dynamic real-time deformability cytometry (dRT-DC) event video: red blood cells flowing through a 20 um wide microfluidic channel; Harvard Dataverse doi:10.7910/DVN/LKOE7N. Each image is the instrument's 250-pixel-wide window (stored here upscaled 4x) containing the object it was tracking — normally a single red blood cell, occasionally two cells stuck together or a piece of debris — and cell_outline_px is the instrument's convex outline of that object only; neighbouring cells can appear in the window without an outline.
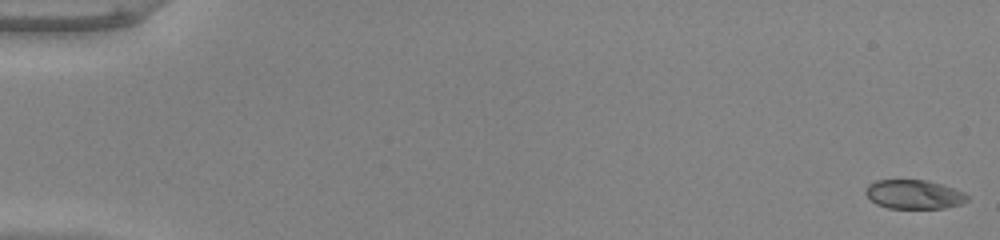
{"species": "common noctule bat (a hibernating species)", "species_latin": "Nyctalus noctula", "temperature_condition": "warm", "stored_images_in_passage": 53, "camera_frame_rate_fps": 3000, "um_per_image_px": 0.085, "animal": {"sex": "male", "body_mass_g": 20.0, "forearm_length_mm": 53.3}, "frame": {"image": 1, "passage_image": 1, "time_ms": 0.0, "image_size_px": [1000, 240], "cell_outline_px": [[968, 200], [960, 204], [944, 208], [888, 208], [876, 204], [864, 192], [868, 184], [876, 180], [924, 180], [940, 184], [964, 192], [968, 196]], "centroid_in_image_um": [77.67, 16.52], "position_along_channel_um": 7.3, "area_um2": 17.05}}
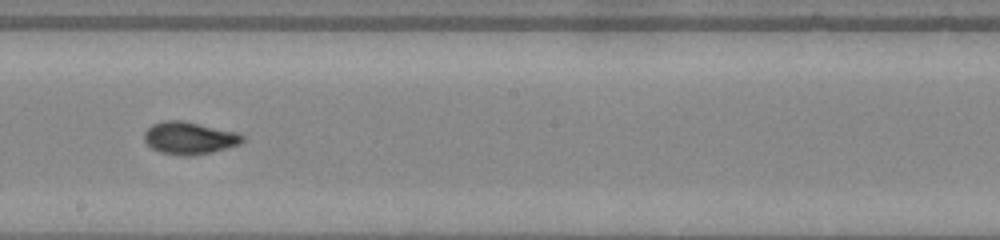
{"frame": {"image": 2, "passage_image": 31, "time_ms": 10.0, "image_size_px": [1000, 240], "cell_outline_px": [[244, 140], [240, 144], [212, 152], [188, 156], [184, 156], [160, 152], [152, 148], [144, 140], [144, 132], [152, 124], [164, 120], [184, 120], [236, 132], [244, 136]], "centroid_in_image_um": [16.08, 11.72], "position_along_channel_um": 232.1, "area_um2": 18.55}}
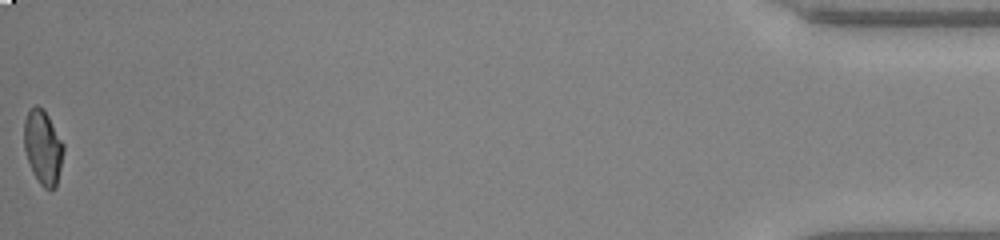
{"frame": {"image": 3, "passage_image": 53, "time_ms": 17.333, "image_size_px": [1000, 240], "cell_outline_px": [[64, 148], [56, 188], [44, 188], [40, 184], [32, 172], [24, 148], [24, 120], [28, 112], [36, 104], [44, 108], [64, 144]], "centroid_in_image_um": [3.65, 12.49], "position_along_channel_um": 431.6, "area_um2": 16.99}, "authors_computed_cell_mechanics": {"area_um2": 17.8602, "velocity_mm_per_s": 3.9934, "shape_relaxation_time_tau1_ms": 9.367, "shape_relaxation_time_tau2_ms": null, "deformation_change_tau1": 0.2752, "deformation_change_tau2": null}}